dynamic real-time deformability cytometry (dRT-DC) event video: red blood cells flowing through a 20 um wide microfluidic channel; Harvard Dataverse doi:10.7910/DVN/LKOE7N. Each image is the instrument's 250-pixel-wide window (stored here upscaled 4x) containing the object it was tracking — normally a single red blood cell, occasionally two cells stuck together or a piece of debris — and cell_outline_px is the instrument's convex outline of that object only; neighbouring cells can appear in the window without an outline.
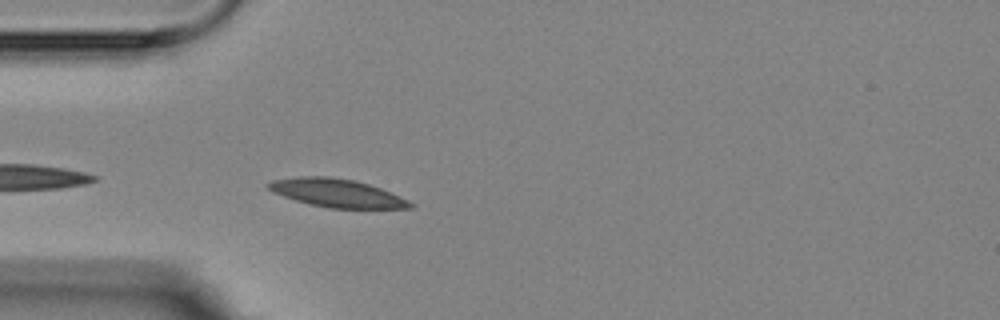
{"species": "Egyptian fruit bat (a non-hibernating species)", "species_latin": "Rousettus aegyptiacus", "temperature_condition": "room temperature", "stored_images_in_passage": 3, "camera_frame_rate_fps": 3000, "um_per_image_px": 0.085, "animal": {"sex": "female"}, "frame": {"image": 1, "passage_image": 3, "time_ms": 2.667, "image_size_px": [1000, 320], "cell_outline_px": [[416, 204], [412, 208], [328, 208], [308, 204], [272, 192], [264, 184], [272, 180], [300, 176], [328, 176], [352, 180], [368, 184], [380, 188], [400, 196]], "centroid_in_image_um": [28.61, 16.41], "position_along_channel_um": 56.4, "area_um2": 23.29}}